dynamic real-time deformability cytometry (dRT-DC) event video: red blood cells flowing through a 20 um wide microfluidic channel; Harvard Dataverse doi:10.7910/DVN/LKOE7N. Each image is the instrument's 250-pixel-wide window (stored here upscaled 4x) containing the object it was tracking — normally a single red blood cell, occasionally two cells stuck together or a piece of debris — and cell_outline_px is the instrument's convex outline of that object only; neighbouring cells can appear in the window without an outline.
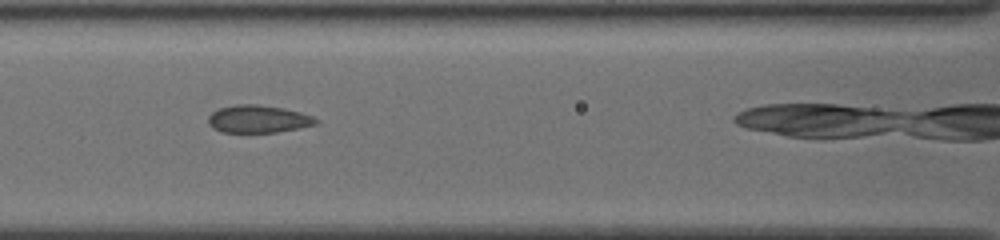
{"species": "common noctule bat (a hibernating species)", "species_latin": "Nyctalus noctula", "temperature_condition": "cold", "stored_images_in_passage": 41, "camera_frame_rate_fps": 3000, "um_per_image_px": 0.085, "animal": {"sex": "female", "body_mass_g": 19.5, "forearm_length_mm": 54.1}, "frame": {"image": 1, "passage_image": 18, "time_ms": 5.667, "image_size_px": [1000, 240], "cell_outline_px": [[320, 120], [316, 124], [276, 132], [224, 132], [212, 128], [208, 124], [208, 116], [212, 112], [220, 108], [236, 104], [256, 104], [284, 108], [300, 112], [312, 116]], "centroid_in_image_um": [21.92, 10.11], "position_along_channel_um": 144.7, "area_um2": 17.22}}
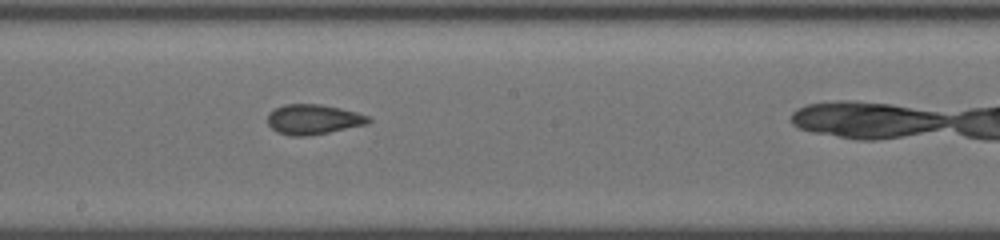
{"frame": {"image": 2, "passage_image": 24, "time_ms": 7.667, "image_size_px": [1000, 240], "cell_outline_px": [[372, 120], [364, 124], [328, 132], [304, 136], [292, 136], [276, 132], [268, 124], [268, 116], [276, 108], [284, 104], [320, 104], [340, 108], [356, 112], [368, 116]], "centroid_in_image_um": [26.6, 10.14], "position_along_channel_um": 221.6, "area_um2": 17.28}}
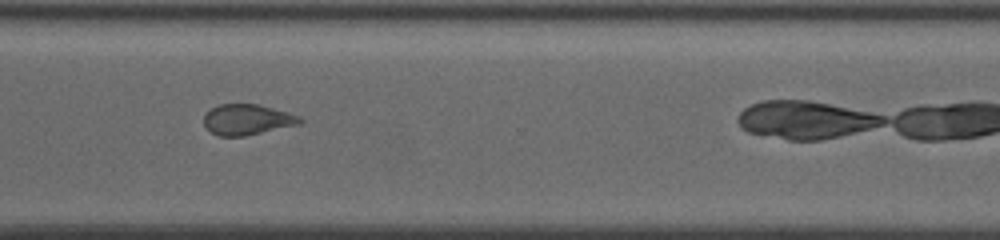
{"frame": {"image": 3, "passage_image": 34, "time_ms": 11.0, "image_size_px": [1000, 240], "cell_outline_px": [[304, 120], [300, 124], [244, 136], [220, 136], [212, 132], [204, 124], [204, 116], [212, 108], [220, 104], [256, 104], [272, 108], [300, 116]], "centroid_in_image_um": [21.03, 10.17], "position_along_channel_um": 349.6, "area_um2": 16.88}, "authors_computed_cell_mechanics": {"area_um2": 17.8602, "velocity_mm_per_s": 3.8483, "shape_relaxation_time_tau1_ms": 6.7607, "shape_relaxation_time_tau2_ms": 1.9809, "deformation_change_tau1": 0.1138, "deformation_change_tau2": 0.06}}